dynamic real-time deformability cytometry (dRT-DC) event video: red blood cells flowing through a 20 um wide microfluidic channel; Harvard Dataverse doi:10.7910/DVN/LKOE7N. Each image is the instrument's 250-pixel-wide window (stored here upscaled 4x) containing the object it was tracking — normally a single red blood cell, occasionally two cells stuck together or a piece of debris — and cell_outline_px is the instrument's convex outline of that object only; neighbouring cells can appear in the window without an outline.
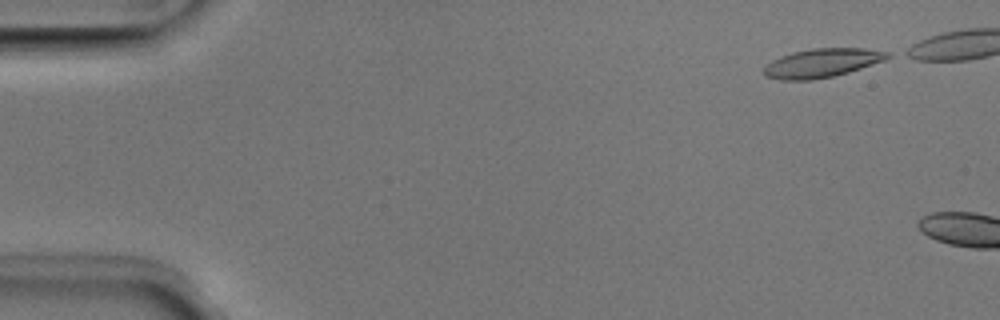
{"species": "Egyptian fruit bat (a non-hibernating species)", "species_latin": "Rousettus aegyptiacus", "temperature_condition": "room temperature", "stored_images_in_passage": 4, "camera_frame_rate_fps": 3000, "um_per_image_px": 0.085, "animal": {"sex": "male"}, "frame": {"image": 1, "passage_image": 1, "time_ms": 0.0, "image_size_px": [1000, 320], "cell_outline_px": [[892, 56], [884, 60], [848, 72], [832, 76], [812, 80], [780, 80], [764, 76], [764, 68], [772, 60], [792, 52], [812, 48], [864, 48], [892, 52]], "centroid_in_image_um": [69.88, 5.34], "position_along_channel_um": 15.1, "area_um2": 20.69}}